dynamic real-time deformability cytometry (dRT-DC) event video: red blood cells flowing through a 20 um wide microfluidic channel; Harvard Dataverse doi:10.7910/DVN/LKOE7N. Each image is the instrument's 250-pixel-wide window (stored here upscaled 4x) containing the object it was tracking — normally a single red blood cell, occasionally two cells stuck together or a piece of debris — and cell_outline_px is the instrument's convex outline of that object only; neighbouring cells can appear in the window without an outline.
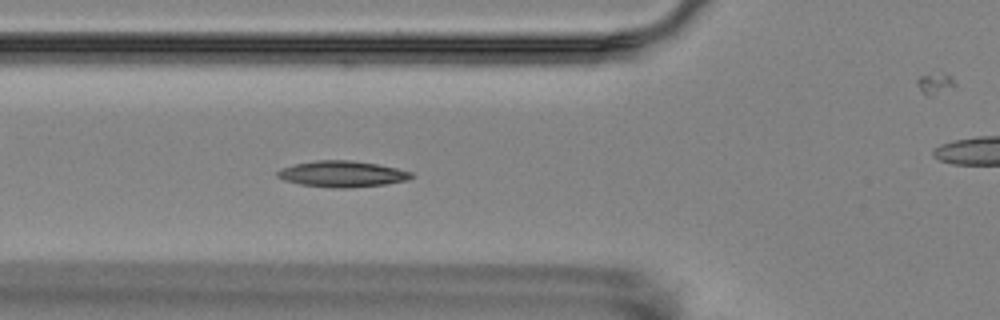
{"species": "Egyptian fruit bat (a non-hibernating species)", "species_latin": "Rousettus aegyptiacus", "temperature_condition": "room temperature", "stored_images_in_passage": 3, "segment_of_instrument_passage": [1, 2], "camera_frame_rate_fps": 3000, "um_per_image_px": 0.085, "animal": {"sex": "female"}, "frame": {"image": 1, "passage_image": 2, "time_ms": 1.0, "image_size_px": [1000, 320], "cell_outline_px": [[416, 176], [408, 180], [384, 184], [352, 188], [332, 188], [300, 184], [284, 180], [276, 176], [276, 172], [280, 168], [296, 164], [316, 160], [352, 160], [376, 164], [396, 168], [412, 172]], "centroid_in_image_um": [29.09, 14.79], "position_along_channel_um": 96.7, "area_um2": 20.46}}